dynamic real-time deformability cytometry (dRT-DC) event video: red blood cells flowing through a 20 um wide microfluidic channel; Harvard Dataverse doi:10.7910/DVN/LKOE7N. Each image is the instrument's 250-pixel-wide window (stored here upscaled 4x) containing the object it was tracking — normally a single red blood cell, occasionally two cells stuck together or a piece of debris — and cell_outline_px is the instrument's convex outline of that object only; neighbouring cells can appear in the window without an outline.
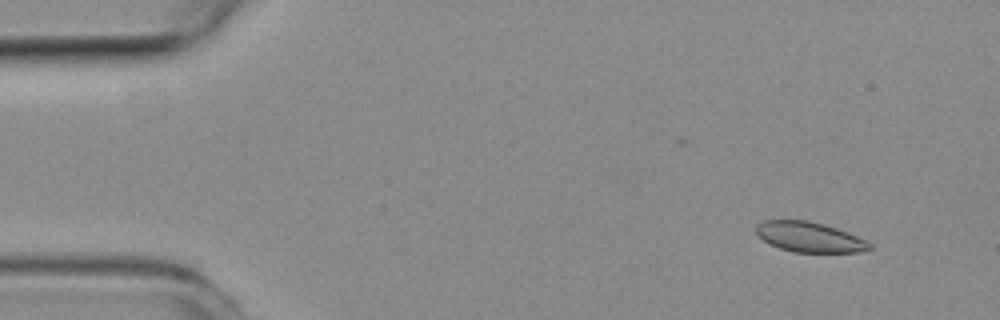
{"species": "common noctule bat (a hibernating species)", "species_latin": "Nyctalus noctula", "temperature_condition": "room temperature", "stored_images_in_passage": 48, "camera_frame_rate_fps": 3000, "um_per_image_px": 0.085, "animal": {"sex": "female", "body_mass_g": 19.3, "forearm_length_mm": 54.1}, "frame": {"image": 1, "passage_image": 4, "time_ms": 1.0, "image_size_px": [1000, 320], "cell_outline_px": [[876, 248], [860, 252], [792, 252], [780, 248], [764, 240], [756, 232], [756, 224], [764, 220], [808, 220], [824, 224], [848, 232], [868, 240]], "centroid_in_image_um": [68.87, 20.15], "position_along_channel_um": 16.1, "area_um2": 20.06}}
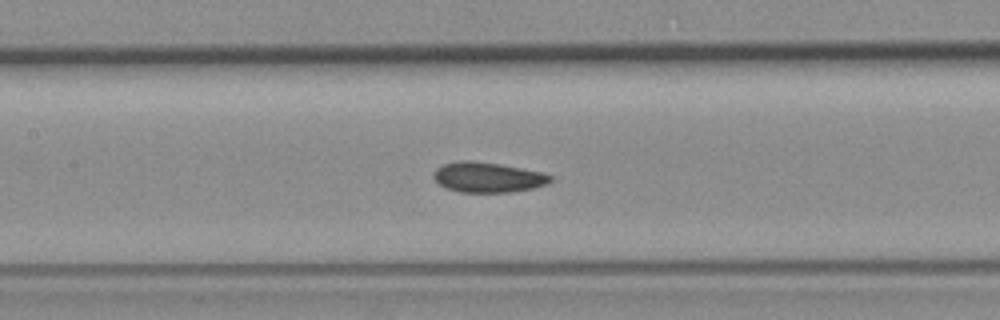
{"frame": {"image": 2, "passage_image": 23, "time_ms": 7.333, "image_size_px": [1000, 320], "cell_outline_px": [[552, 180], [548, 184], [532, 188], [508, 192], [460, 192], [448, 188], [440, 184], [432, 176], [432, 172], [436, 168], [444, 164], [460, 160], [468, 160], [500, 164], [544, 172], [552, 176]], "centroid_in_image_um": [41.47, 15.06], "position_along_channel_um": 165.9, "area_um2": 20.52}}
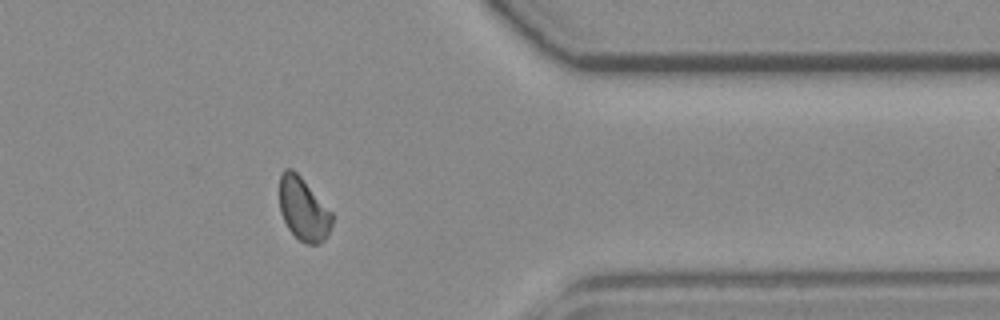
{"frame": {"image": 3, "passage_image": 41, "time_ms": 13.333, "image_size_px": [1000, 320], "cell_outline_px": [[332, 224], [324, 240], [316, 244], [304, 244], [288, 228], [280, 212], [280, 176], [284, 168], [292, 168], [300, 176], [332, 212]], "centroid_in_image_um": [25.78, 17.77], "position_along_channel_um": 385.6, "area_um2": 19.07}, "authors_computed_cell_mechanics": {"area_um2": 20.2878, "velocity_mm_per_s": 3.9616, "shape_relaxation_time_tau1_ms": null, "shape_relaxation_time_tau2_ms": 3.5104, "deformation_change_tau1": null, "deformation_change_tau2": 0.0761}}